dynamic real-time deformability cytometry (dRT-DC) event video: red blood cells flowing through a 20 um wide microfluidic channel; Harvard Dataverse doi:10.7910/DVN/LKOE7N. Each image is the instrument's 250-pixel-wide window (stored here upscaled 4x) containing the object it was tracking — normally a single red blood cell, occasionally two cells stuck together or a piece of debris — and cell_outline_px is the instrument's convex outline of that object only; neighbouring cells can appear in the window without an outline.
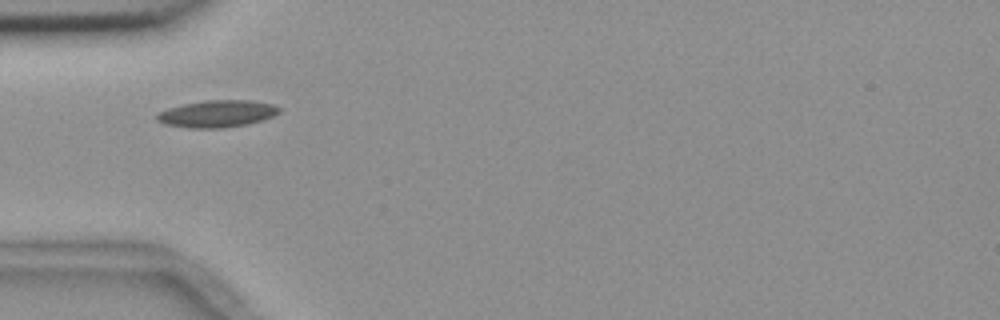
{"species": "common noctule bat (a hibernating species)", "species_latin": "Nyctalus noctula", "temperature_condition": "room temperature", "stored_images_in_passage": 15, "camera_frame_rate_fps": 3000, "um_per_image_px": 0.085, "animal": {"sex": "female", "body_mass_g": 18.4}, "frame": {"image": 1, "passage_image": 3, "time_ms": 0.667, "image_size_px": [1000, 320], "cell_outline_px": [[280, 112], [264, 120], [248, 124], [220, 128], [188, 128], [164, 124], [156, 120], [156, 116], [160, 112], [168, 108], [184, 104], [204, 100], [252, 100], [272, 104], [280, 108]], "centroid_in_image_um": [18.46, 9.67], "position_along_channel_um": 66.5, "area_um2": 19.31}}
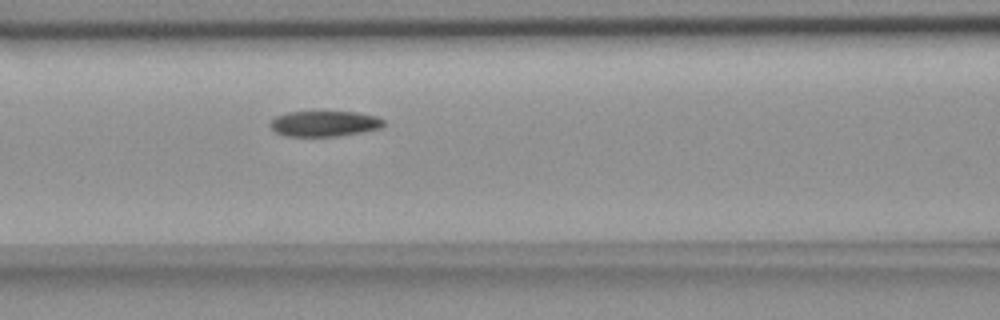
{"frame": {"image": 2, "passage_image": 9, "time_ms": 2.667, "image_size_px": [1000, 320], "cell_outline_px": [[384, 124], [380, 128], [360, 132], [336, 136], [284, 136], [276, 132], [272, 128], [272, 120], [276, 116], [288, 112], [356, 112], [376, 116], [384, 120]], "centroid_in_image_um": [27.58, 10.51], "position_along_channel_um": 139.0, "area_um2": 16.65}}
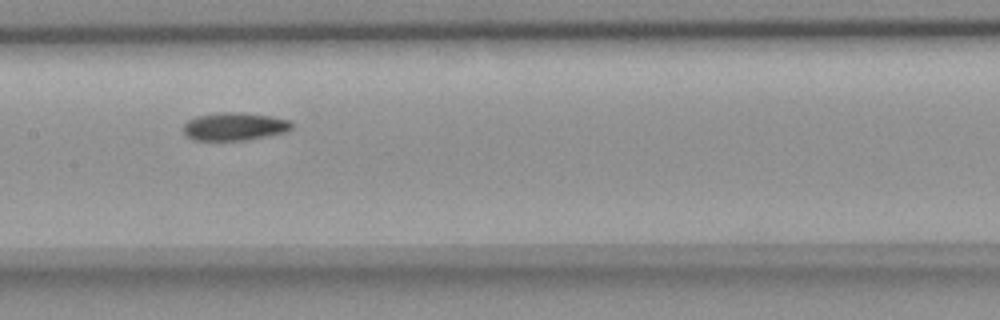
{"frame": {"image": 3, "passage_image": 13, "time_ms": 4.0, "image_size_px": [1000, 320], "cell_outline_px": [[292, 128], [288, 132], [244, 140], [192, 140], [184, 136], [184, 124], [188, 120], [196, 116], [220, 112], [240, 112], [272, 116], [288, 120], [292, 124]], "centroid_in_image_um": [19.91, 10.75], "position_along_channel_um": 187.5, "area_um2": 17.74}}